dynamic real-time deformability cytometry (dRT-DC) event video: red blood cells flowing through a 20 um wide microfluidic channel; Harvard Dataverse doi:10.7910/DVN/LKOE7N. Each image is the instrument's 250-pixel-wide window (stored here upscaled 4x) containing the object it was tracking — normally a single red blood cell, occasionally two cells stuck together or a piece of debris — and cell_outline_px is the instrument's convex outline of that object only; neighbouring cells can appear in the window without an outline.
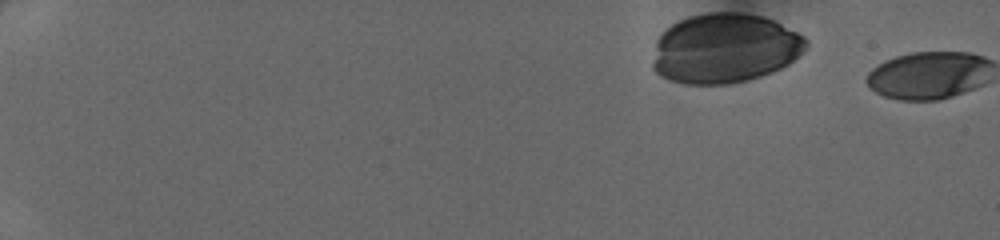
{"species": "human", "species_latin": "Homo sapiens", "temperature_condition": "cold", "stored_images_in_passage": 2, "camera_frame_rate_fps": 3000, "um_per_image_px": 0.085, "donor": {"sex": "female"}, "frame": {"image": 1, "passage_image": 1, "time_ms": 0.0, "image_size_px": [1000, 240], "cell_outline_px": [[808, 44], [788, 64], [772, 72], [748, 80], [728, 84], [684, 84], [660, 76], [652, 68], [652, 64], [656, 40], [672, 24], [688, 16], [708, 12], [740, 12], [764, 16], [804, 36], [808, 40]], "centroid_in_image_um": [61.57, 4.11], "position_along_channel_um": 23.4, "area_um2": 62.08}}